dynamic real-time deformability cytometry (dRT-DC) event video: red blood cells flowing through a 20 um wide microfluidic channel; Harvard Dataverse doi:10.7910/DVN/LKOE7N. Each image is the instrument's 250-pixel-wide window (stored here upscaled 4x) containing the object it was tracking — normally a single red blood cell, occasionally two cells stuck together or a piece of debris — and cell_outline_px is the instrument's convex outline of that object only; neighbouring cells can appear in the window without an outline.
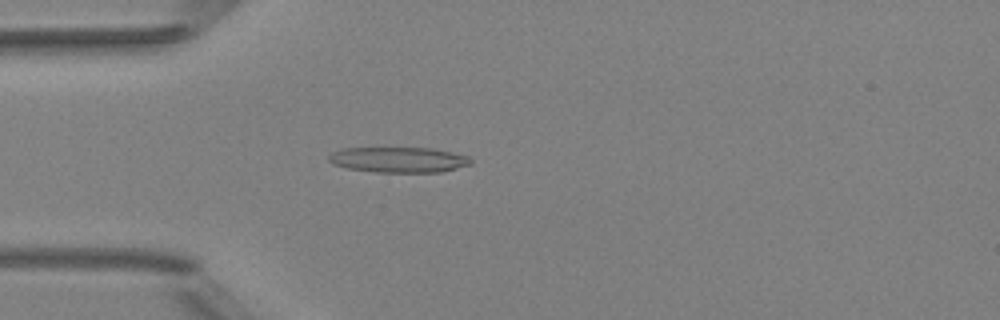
{"species": "Egyptian fruit bat (a non-hibernating species)", "species_latin": "Rousettus aegyptiacus", "temperature_condition": "room temperature", "stored_images_in_passage": 4, "camera_frame_rate_fps": 3000, "um_per_image_px": 0.085, "animal": {"sex": "female"}, "frame": {"image": 1, "passage_image": 4, "time_ms": 3.333, "image_size_px": [1000, 320], "cell_outline_px": [[472, 164], [440, 172], [376, 172], [348, 168], [332, 164], [328, 160], [328, 156], [332, 152], [344, 148], [432, 148], [452, 152], [468, 156], [472, 160]], "centroid_in_image_um": [33.88, 13.57], "position_along_channel_um": 51.1, "area_um2": 21.04}}